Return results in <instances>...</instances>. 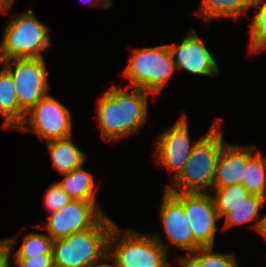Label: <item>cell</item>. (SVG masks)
Segmentation results:
<instances>
[{"label": "cell", "instance_id": "6da1fadb", "mask_svg": "<svg viewBox=\"0 0 266 267\" xmlns=\"http://www.w3.org/2000/svg\"><path fill=\"white\" fill-rule=\"evenodd\" d=\"M149 94L139 88L112 85L98 101L102 138L109 142L139 130L147 120Z\"/></svg>", "mask_w": 266, "mask_h": 267}, {"label": "cell", "instance_id": "7a4b0ae2", "mask_svg": "<svg viewBox=\"0 0 266 267\" xmlns=\"http://www.w3.org/2000/svg\"><path fill=\"white\" fill-rule=\"evenodd\" d=\"M218 118L211 128L194 146L181 173L172 180L165 190L170 193H209L215 178L217 160L221 148L226 143Z\"/></svg>", "mask_w": 266, "mask_h": 267}, {"label": "cell", "instance_id": "3957f363", "mask_svg": "<svg viewBox=\"0 0 266 267\" xmlns=\"http://www.w3.org/2000/svg\"><path fill=\"white\" fill-rule=\"evenodd\" d=\"M115 223L104 215L92 228L53 241L54 267H89L108 256V240Z\"/></svg>", "mask_w": 266, "mask_h": 267}, {"label": "cell", "instance_id": "277c9868", "mask_svg": "<svg viewBox=\"0 0 266 267\" xmlns=\"http://www.w3.org/2000/svg\"><path fill=\"white\" fill-rule=\"evenodd\" d=\"M123 233V234H122ZM168 248L154 234L122 232L116 224L108 240V256L117 267H168Z\"/></svg>", "mask_w": 266, "mask_h": 267}, {"label": "cell", "instance_id": "5b68a950", "mask_svg": "<svg viewBox=\"0 0 266 267\" xmlns=\"http://www.w3.org/2000/svg\"><path fill=\"white\" fill-rule=\"evenodd\" d=\"M0 46L2 61L15 58H43L50 45L49 27L38 20L32 10L12 16L4 26Z\"/></svg>", "mask_w": 266, "mask_h": 267}, {"label": "cell", "instance_id": "8992f818", "mask_svg": "<svg viewBox=\"0 0 266 267\" xmlns=\"http://www.w3.org/2000/svg\"><path fill=\"white\" fill-rule=\"evenodd\" d=\"M176 69L168 44L135 49L123 75L128 87L139 88L153 95L167 84Z\"/></svg>", "mask_w": 266, "mask_h": 267}, {"label": "cell", "instance_id": "52a82bcc", "mask_svg": "<svg viewBox=\"0 0 266 267\" xmlns=\"http://www.w3.org/2000/svg\"><path fill=\"white\" fill-rule=\"evenodd\" d=\"M25 115L23 122L16 129L20 133H35L38 138L46 142L72 136L71 112L49 94L38 101Z\"/></svg>", "mask_w": 266, "mask_h": 267}, {"label": "cell", "instance_id": "ba28073f", "mask_svg": "<svg viewBox=\"0 0 266 267\" xmlns=\"http://www.w3.org/2000/svg\"><path fill=\"white\" fill-rule=\"evenodd\" d=\"M4 62L10 74L20 108L27 113L49 92L48 72L44 58H15Z\"/></svg>", "mask_w": 266, "mask_h": 267}, {"label": "cell", "instance_id": "9c48e42d", "mask_svg": "<svg viewBox=\"0 0 266 267\" xmlns=\"http://www.w3.org/2000/svg\"><path fill=\"white\" fill-rule=\"evenodd\" d=\"M104 215L96 201L72 200L68 205L48 215L43 228L48 231L51 239L56 241L92 228Z\"/></svg>", "mask_w": 266, "mask_h": 267}, {"label": "cell", "instance_id": "30bf717a", "mask_svg": "<svg viewBox=\"0 0 266 267\" xmlns=\"http://www.w3.org/2000/svg\"><path fill=\"white\" fill-rule=\"evenodd\" d=\"M201 138L191 142L188 120L184 113L170 129L165 130L156 140V148L153 153L156 164L165 167L168 172L175 171L176 173L171 177L173 180L181 173L194 146Z\"/></svg>", "mask_w": 266, "mask_h": 267}, {"label": "cell", "instance_id": "8fae6325", "mask_svg": "<svg viewBox=\"0 0 266 267\" xmlns=\"http://www.w3.org/2000/svg\"><path fill=\"white\" fill-rule=\"evenodd\" d=\"M184 207L194 239L202 246L214 247L215 234L220 221L213 197L208 193H172Z\"/></svg>", "mask_w": 266, "mask_h": 267}, {"label": "cell", "instance_id": "7c38bea8", "mask_svg": "<svg viewBox=\"0 0 266 267\" xmlns=\"http://www.w3.org/2000/svg\"><path fill=\"white\" fill-rule=\"evenodd\" d=\"M168 46L176 69L207 77L218 76L220 68L195 30L190 29L178 46Z\"/></svg>", "mask_w": 266, "mask_h": 267}, {"label": "cell", "instance_id": "4fadbf2b", "mask_svg": "<svg viewBox=\"0 0 266 267\" xmlns=\"http://www.w3.org/2000/svg\"><path fill=\"white\" fill-rule=\"evenodd\" d=\"M162 198L159 218L170 244L183 249L188 254L201 248L202 246L194 239L183 204L165 189Z\"/></svg>", "mask_w": 266, "mask_h": 267}, {"label": "cell", "instance_id": "5bb4252c", "mask_svg": "<svg viewBox=\"0 0 266 267\" xmlns=\"http://www.w3.org/2000/svg\"><path fill=\"white\" fill-rule=\"evenodd\" d=\"M248 166V145L225 143L221 148L213 187L242 184Z\"/></svg>", "mask_w": 266, "mask_h": 267}, {"label": "cell", "instance_id": "9a60e30c", "mask_svg": "<svg viewBox=\"0 0 266 267\" xmlns=\"http://www.w3.org/2000/svg\"><path fill=\"white\" fill-rule=\"evenodd\" d=\"M55 169L66 174L84 165L87 155L72 142V136L46 142Z\"/></svg>", "mask_w": 266, "mask_h": 267}, {"label": "cell", "instance_id": "2e32d148", "mask_svg": "<svg viewBox=\"0 0 266 267\" xmlns=\"http://www.w3.org/2000/svg\"><path fill=\"white\" fill-rule=\"evenodd\" d=\"M26 113L20 108L15 86L10 74L0 70V115L4 118L6 129H17L23 122Z\"/></svg>", "mask_w": 266, "mask_h": 267}, {"label": "cell", "instance_id": "e0dca14e", "mask_svg": "<svg viewBox=\"0 0 266 267\" xmlns=\"http://www.w3.org/2000/svg\"><path fill=\"white\" fill-rule=\"evenodd\" d=\"M62 175L63 179L57 182L73 200L96 201L98 188L92 173L83 169V165Z\"/></svg>", "mask_w": 266, "mask_h": 267}, {"label": "cell", "instance_id": "ac0fdd59", "mask_svg": "<svg viewBox=\"0 0 266 267\" xmlns=\"http://www.w3.org/2000/svg\"><path fill=\"white\" fill-rule=\"evenodd\" d=\"M256 149V145L248 146V166H246L242 185L251 194L266 198V156Z\"/></svg>", "mask_w": 266, "mask_h": 267}, {"label": "cell", "instance_id": "d6986e66", "mask_svg": "<svg viewBox=\"0 0 266 267\" xmlns=\"http://www.w3.org/2000/svg\"><path fill=\"white\" fill-rule=\"evenodd\" d=\"M252 0H203L198 16L205 18L207 23L216 17H239L251 10Z\"/></svg>", "mask_w": 266, "mask_h": 267}, {"label": "cell", "instance_id": "ffe728a7", "mask_svg": "<svg viewBox=\"0 0 266 267\" xmlns=\"http://www.w3.org/2000/svg\"><path fill=\"white\" fill-rule=\"evenodd\" d=\"M213 248L201 247L189 253L188 257H177L188 267H239L234 254L213 253Z\"/></svg>", "mask_w": 266, "mask_h": 267}, {"label": "cell", "instance_id": "44dd1931", "mask_svg": "<svg viewBox=\"0 0 266 267\" xmlns=\"http://www.w3.org/2000/svg\"><path fill=\"white\" fill-rule=\"evenodd\" d=\"M215 202V207L221 220L227 213L231 212L233 208L243 204L245 199L251 193L242 185H230L226 187H212L210 190Z\"/></svg>", "mask_w": 266, "mask_h": 267}, {"label": "cell", "instance_id": "7402d4cb", "mask_svg": "<svg viewBox=\"0 0 266 267\" xmlns=\"http://www.w3.org/2000/svg\"><path fill=\"white\" fill-rule=\"evenodd\" d=\"M264 204H266V198L251 194L243 204L233 208L231 212L223 217L225 221L222 229L258 220L260 218L259 210L265 206Z\"/></svg>", "mask_w": 266, "mask_h": 267}, {"label": "cell", "instance_id": "603a6c76", "mask_svg": "<svg viewBox=\"0 0 266 267\" xmlns=\"http://www.w3.org/2000/svg\"><path fill=\"white\" fill-rule=\"evenodd\" d=\"M53 240L47 234L30 232L27 234L12 258H31L40 255H52Z\"/></svg>", "mask_w": 266, "mask_h": 267}, {"label": "cell", "instance_id": "cb8c5ba5", "mask_svg": "<svg viewBox=\"0 0 266 267\" xmlns=\"http://www.w3.org/2000/svg\"><path fill=\"white\" fill-rule=\"evenodd\" d=\"M252 0L251 7H255L256 14L253 16L252 22L249 24L250 28V51L260 52L266 49V1Z\"/></svg>", "mask_w": 266, "mask_h": 267}, {"label": "cell", "instance_id": "d4e9b609", "mask_svg": "<svg viewBox=\"0 0 266 267\" xmlns=\"http://www.w3.org/2000/svg\"><path fill=\"white\" fill-rule=\"evenodd\" d=\"M72 200L73 199L61 188L57 181L49 186L44 195L45 208L48 210L49 214L68 205Z\"/></svg>", "mask_w": 266, "mask_h": 267}, {"label": "cell", "instance_id": "484cf974", "mask_svg": "<svg viewBox=\"0 0 266 267\" xmlns=\"http://www.w3.org/2000/svg\"><path fill=\"white\" fill-rule=\"evenodd\" d=\"M18 267H54L53 255H40L31 258H14Z\"/></svg>", "mask_w": 266, "mask_h": 267}, {"label": "cell", "instance_id": "4316f807", "mask_svg": "<svg viewBox=\"0 0 266 267\" xmlns=\"http://www.w3.org/2000/svg\"><path fill=\"white\" fill-rule=\"evenodd\" d=\"M14 238H3L0 240V267H10V255L15 245Z\"/></svg>", "mask_w": 266, "mask_h": 267}, {"label": "cell", "instance_id": "83f0119b", "mask_svg": "<svg viewBox=\"0 0 266 267\" xmlns=\"http://www.w3.org/2000/svg\"><path fill=\"white\" fill-rule=\"evenodd\" d=\"M259 219L252 227L266 240V215Z\"/></svg>", "mask_w": 266, "mask_h": 267}, {"label": "cell", "instance_id": "f1b7e54d", "mask_svg": "<svg viewBox=\"0 0 266 267\" xmlns=\"http://www.w3.org/2000/svg\"><path fill=\"white\" fill-rule=\"evenodd\" d=\"M83 1H85V2H87L89 4H92L93 3L92 6H95V7L101 1V3H102L101 4V7L105 8V9H108V8H110V6L113 5V3L111 2V0H105V1L104 0H83Z\"/></svg>", "mask_w": 266, "mask_h": 267}, {"label": "cell", "instance_id": "f546056e", "mask_svg": "<svg viewBox=\"0 0 266 267\" xmlns=\"http://www.w3.org/2000/svg\"><path fill=\"white\" fill-rule=\"evenodd\" d=\"M13 3H14V0H0V13L7 12Z\"/></svg>", "mask_w": 266, "mask_h": 267}, {"label": "cell", "instance_id": "4dcf8cb0", "mask_svg": "<svg viewBox=\"0 0 266 267\" xmlns=\"http://www.w3.org/2000/svg\"><path fill=\"white\" fill-rule=\"evenodd\" d=\"M108 260H110L109 256H107L106 258L101 260L99 263L94 264V265L89 266V267H117L113 260H112V263L105 262V261H108Z\"/></svg>", "mask_w": 266, "mask_h": 267}, {"label": "cell", "instance_id": "1f68e13d", "mask_svg": "<svg viewBox=\"0 0 266 267\" xmlns=\"http://www.w3.org/2000/svg\"><path fill=\"white\" fill-rule=\"evenodd\" d=\"M177 264L181 267H188L186 264H184L180 259L177 258ZM168 267H172L171 265H169Z\"/></svg>", "mask_w": 266, "mask_h": 267}]
</instances>
